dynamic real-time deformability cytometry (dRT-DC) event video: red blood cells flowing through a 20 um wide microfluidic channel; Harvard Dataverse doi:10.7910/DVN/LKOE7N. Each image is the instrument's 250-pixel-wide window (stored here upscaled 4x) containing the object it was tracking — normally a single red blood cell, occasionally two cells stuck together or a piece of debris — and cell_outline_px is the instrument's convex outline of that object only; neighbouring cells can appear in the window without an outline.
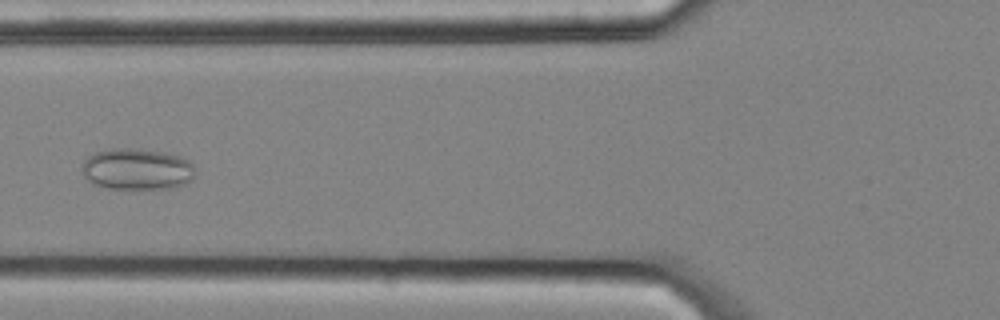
{"species": "common noctule bat (a hibernating species)", "species_latin": "Nyctalus noctula", "temperature_condition": "cold", "stored_images_in_passage": 6, "camera_frame_rate_fps": 3000, "um_per_image_px": 0.085, "animal": {"sex": "male", "body_mass_g": 20.4}, "frame": {"image": 1, "passage_image": 5, "time_ms": 1.333, "image_size_px": [1000, 320], "cell_outline_px": [[192, 180], [184, 184], [172, 188], [108, 188], [96, 184], [88, 180], [84, 176], [80, 168], [84, 160], [88, 156], [96, 152], [112, 148], [136, 148], [164, 152], [188, 160], [192, 164]], "centroid_in_image_um": [11.59, 14.36], "position_along_channel_um": 114.2, "area_um2": 27.05}}